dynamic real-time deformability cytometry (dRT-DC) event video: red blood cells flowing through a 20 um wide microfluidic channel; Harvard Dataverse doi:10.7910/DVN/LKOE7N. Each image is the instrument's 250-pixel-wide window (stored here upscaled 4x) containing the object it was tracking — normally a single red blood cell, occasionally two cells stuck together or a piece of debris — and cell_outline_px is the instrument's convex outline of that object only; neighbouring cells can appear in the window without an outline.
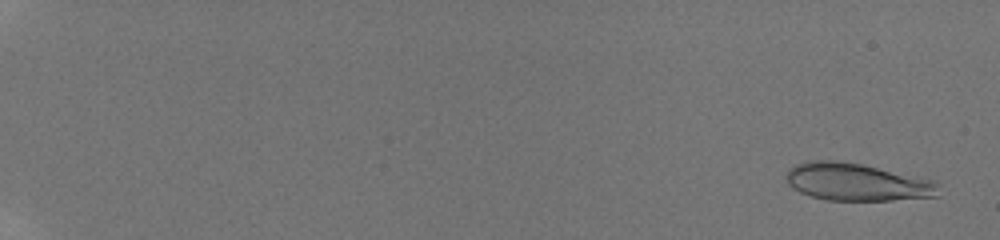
{"species": "human", "species_latin": "Homo sapiens", "temperature_condition": "room temperature", "stored_images_in_passage": 15, "camera_frame_rate_fps": 3000, "um_per_image_px": 0.085, "donor": {"sex": "male"}, "frame": {"image": 1, "passage_image": 2, "time_ms": 0.333, "image_size_px": [1000, 240], "cell_outline_px": [[940, 196], [892, 200], [828, 200], [812, 196], [800, 192], [792, 188], [788, 184], [784, 176], [788, 168], [804, 160], [836, 160], [864, 164], [936, 180]], "centroid_in_image_um": [72.82, 15.45], "position_along_channel_um": 12.2, "area_um2": 33.81}}
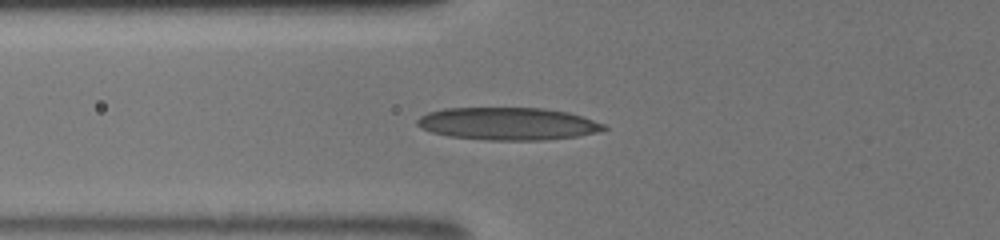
{"frame": {"image": 2, "passage_image": 13, "time_ms": 7.333, "image_size_px": [1000, 240], "cell_outline_px": [[608, 128], [596, 132], [576, 136], [544, 140], [484, 140], [448, 136], [432, 132], [420, 128], [416, 124], [416, 120], [420, 116], [428, 112], [444, 108], [544, 108], [568, 112], [604, 124]], "centroid_in_image_um": [43.11, 10.52], "position_along_channel_um": 82.7, "area_um2": 35.37}}
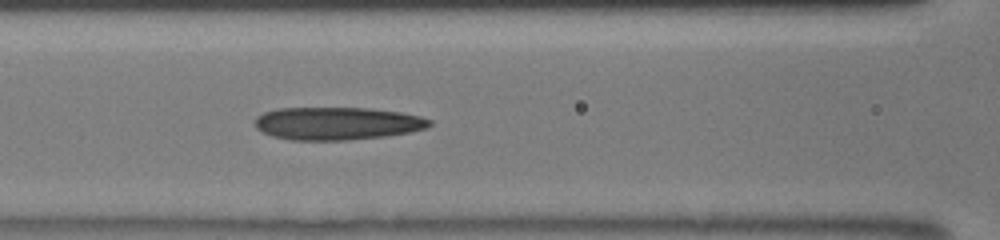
{"frame": {"image": 3, "passage_image": 15, "time_ms": 8.667, "image_size_px": [1000, 240], "cell_outline_px": [[432, 124], [428, 128], [408, 132], [384, 136], [348, 140], [292, 140], [272, 136], [256, 128], [256, 116], [264, 112], [276, 108], [372, 108], [400, 112], [420, 116], [432, 120]], "centroid_in_image_um": [28.67, 10.48], "position_along_channel_um": 137.9, "area_um2": 33.41}}